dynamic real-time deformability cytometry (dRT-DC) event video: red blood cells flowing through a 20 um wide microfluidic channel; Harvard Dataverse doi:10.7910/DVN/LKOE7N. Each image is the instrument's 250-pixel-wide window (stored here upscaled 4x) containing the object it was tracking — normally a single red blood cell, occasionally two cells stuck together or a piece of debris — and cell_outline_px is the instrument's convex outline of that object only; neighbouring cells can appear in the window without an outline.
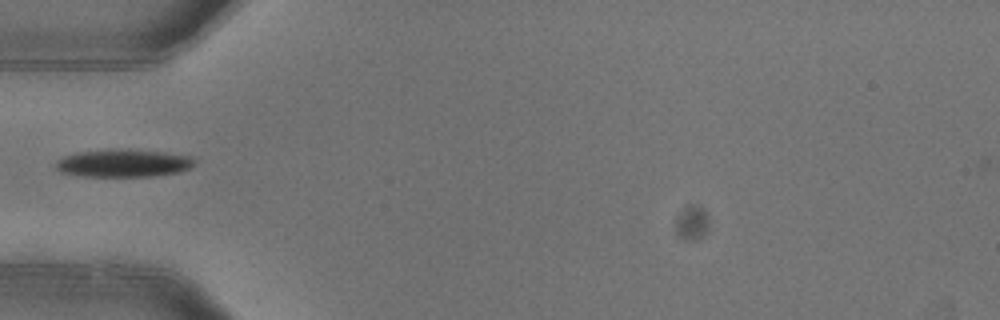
{"species": "common noctule bat (a hibernating species)", "species_latin": "Nyctalus noctula", "temperature_condition": "warm", "stored_images_in_passage": 6, "camera_frame_rate_fps": 3000, "um_per_image_px": 0.085, "animal": {"sex": "female"}, "frame": {"image": 1, "passage_image": 6, "time_ms": 1.667, "image_size_px": [1000, 320], "cell_outline_px": [[196, 164], [188, 168], [176, 172], [148, 176], [84, 176], [60, 172], [56, 168], [56, 160], [64, 156], [80, 152], [112, 148], [164, 152], [192, 156], [196, 160]], "centroid_in_image_um": [10.48, 13.85], "position_along_channel_um": 74.5, "area_um2": 22.31}}